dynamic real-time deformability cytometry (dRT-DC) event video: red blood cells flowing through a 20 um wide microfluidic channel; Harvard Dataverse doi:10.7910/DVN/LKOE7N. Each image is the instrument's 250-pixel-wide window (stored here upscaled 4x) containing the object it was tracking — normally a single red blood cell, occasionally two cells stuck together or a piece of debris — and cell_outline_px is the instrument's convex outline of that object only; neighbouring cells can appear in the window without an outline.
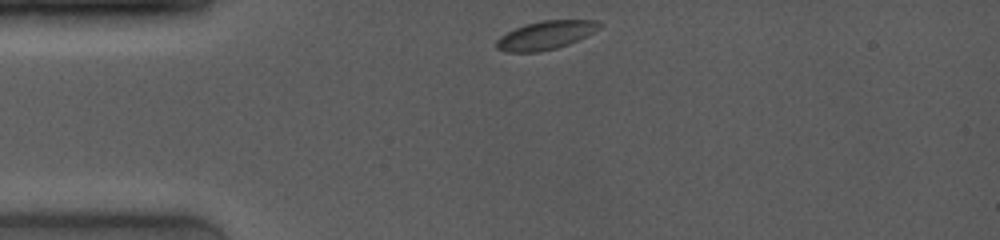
{"species": "common noctule bat (a hibernating species)", "species_latin": "Nyctalus noctula", "temperature_condition": "room temperature", "stored_images_in_passage": 45, "camera_frame_rate_fps": 4000, "um_per_image_px": 0.085, "animal": {"sex": "female", "body_mass_g": 19.0, "forearm_length_mm": 53.3}, "frame": {"image": 1, "passage_image": 1, "time_ms": 0.0, "image_size_px": [1000, 240], "cell_outline_px": [[604, 24], [600, 28], [588, 36], [568, 44], [556, 48], [540, 52], [504, 52], [496, 48], [496, 40], [500, 36], [524, 24], [544, 20], [596, 20]], "centroid_in_image_um": [46.4, 2.99], "position_along_channel_um": 38.6, "area_um2": 17.22}}
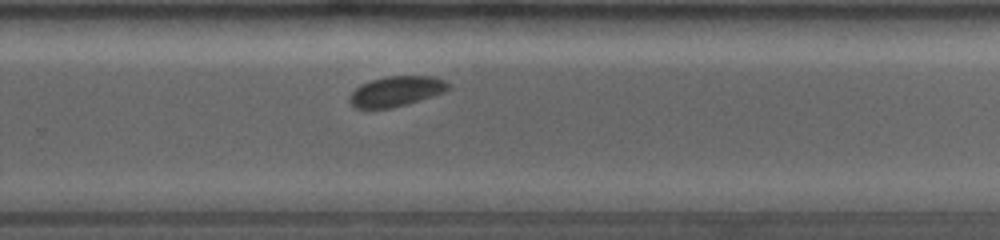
{"frame": {"image": 2, "passage_image": 30, "time_ms": 7.25, "image_size_px": [1000, 240], "cell_outline_px": [[452, 88], [444, 92], [408, 104], [392, 108], [352, 108], [348, 100], [348, 96], [360, 84], [384, 76], [436, 76], [452, 84]], "centroid_in_image_um": [33.69, 7.76], "position_along_channel_um": 296.1, "area_um2": 17.69}}
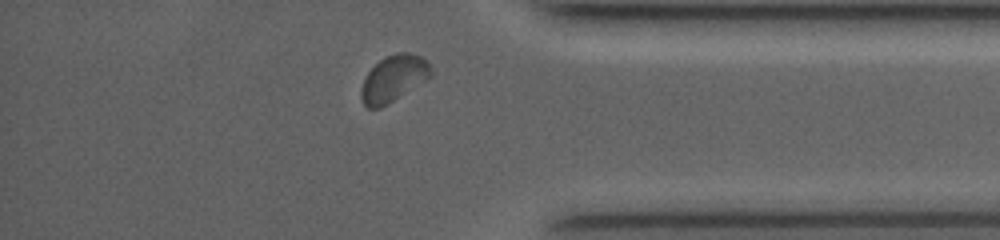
{"frame": {"image": 3, "passage_image": 41, "time_ms": 10.0, "image_size_px": [1000, 240], "cell_outline_px": [[432, 76], [428, 80], [388, 104], [380, 108], [368, 108], [364, 104], [360, 96], [360, 88], [368, 72], [384, 56], [396, 52], [412, 52], [420, 56], [432, 68]], "centroid_in_image_um": [33.47, 6.67], "position_along_channel_um": 401.7, "area_um2": 19.07}, "authors_computed_cell_mechanics": {"area_um2": 17.8024, "velocity_mm_per_s": 3.9885, "shape_relaxation_time_tau1_ms": 1.7664, "shape_relaxation_time_tau2_ms": null, "deformation_change_tau1": 0.0388, "deformation_change_tau2": null}}